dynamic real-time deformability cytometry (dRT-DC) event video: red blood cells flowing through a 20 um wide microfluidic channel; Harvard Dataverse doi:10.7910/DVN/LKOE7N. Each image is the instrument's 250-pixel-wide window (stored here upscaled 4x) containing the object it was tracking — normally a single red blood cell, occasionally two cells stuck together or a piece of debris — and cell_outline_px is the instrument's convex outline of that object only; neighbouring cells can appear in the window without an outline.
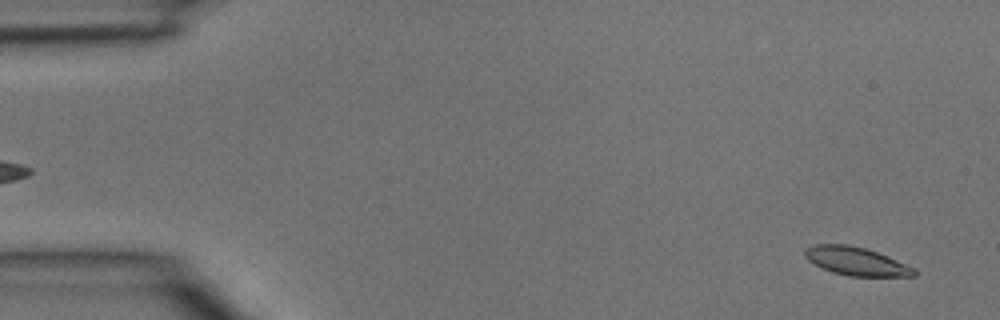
{"species": "common noctule bat (a hibernating species)", "species_latin": "Nyctalus noctula", "temperature_condition": "room temperature", "stored_images_in_passage": 3, "segment_of_instrument_passage": [2, 2], "camera_frame_rate_fps": 3000, "um_per_image_px": 0.085, "animal": {"sex": "male", "body_mass_g": 15.6}, "frame": {"image": 1, "passage_image": 3, "time_ms": 0.667, "image_size_px": [1000, 320], "cell_outline_px": [[916, 276], [848, 276], [832, 272], [808, 260], [804, 256], [804, 248], [812, 244], [848, 244], [864, 248], [876, 252], [916, 268]], "centroid_in_image_um": [72.75, 22.2], "position_along_channel_um": 12.3, "area_um2": 17.92}}